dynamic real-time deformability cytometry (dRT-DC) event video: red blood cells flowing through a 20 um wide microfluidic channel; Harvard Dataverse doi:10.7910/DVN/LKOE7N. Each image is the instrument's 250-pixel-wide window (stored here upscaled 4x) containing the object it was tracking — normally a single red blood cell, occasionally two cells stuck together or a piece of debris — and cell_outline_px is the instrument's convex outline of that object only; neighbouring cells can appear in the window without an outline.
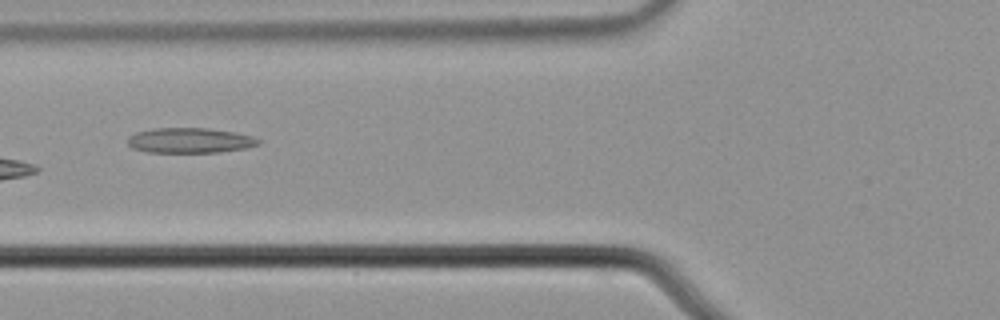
{"species": "common noctule bat (a hibernating species)", "species_latin": "Nyctalus noctula", "temperature_condition": "cold", "stored_images_in_passage": 7, "camera_frame_rate_fps": 3000, "um_per_image_px": 0.085, "animal": {"sex": "male", "body_mass_g": 21.5, "forearm_length_mm": 52.0}, "frame": {"image": 1, "passage_image": 7, "time_ms": 2.0, "image_size_px": [1000, 320], "cell_outline_px": [[260, 144], [244, 148], [220, 152], [148, 152], [132, 148], [128, 144], [128, 136], [136, 132], [152, 128], [208, 128], [236, 132], [252, 136], [260, 140]], "centroid_in_image_um": [16.13, 11.93], "position_along_channel_um": 109.7, "area_um2": 19.19}}